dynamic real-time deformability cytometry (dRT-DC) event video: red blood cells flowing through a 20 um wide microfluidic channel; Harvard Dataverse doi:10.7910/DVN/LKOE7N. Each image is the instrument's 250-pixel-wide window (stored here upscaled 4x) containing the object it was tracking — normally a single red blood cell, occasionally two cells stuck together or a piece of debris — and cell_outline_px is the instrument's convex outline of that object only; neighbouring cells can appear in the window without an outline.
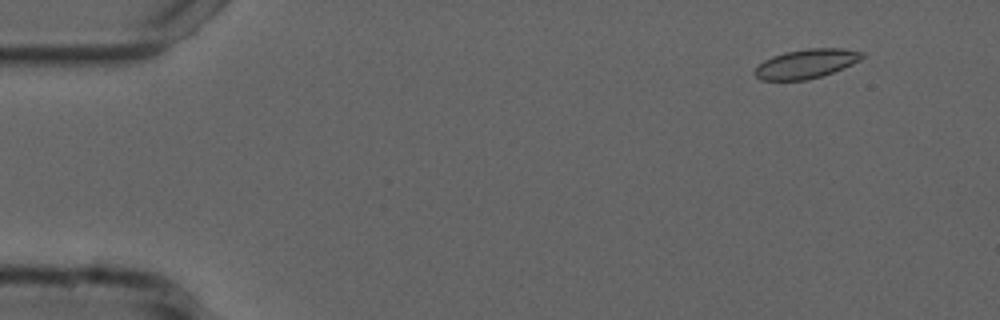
{"species": "common noctule bat (a hibernating species)", "species_latin": "Nyctalus noctula", "temperature_condition": "cold", "stored_images_in_passage": 51, "camera_frame_rate_fps": 3000, "um_per_image_px": 0.085, "animal": {"sex": "male", "forearm_length_mm": 52.5}, "frame": {"image": 1, "passage_image": 1, "time_ms": 0.0, "image_size_px": [1000, 320], "cell_outline_px": [[864, 56], [860, 60], [852, 64], [832, 72], [820, 76], [804, 80], [760, 80], [752, 72], [764, 60], [772, 56], [784, 52], [808, 48], [840, 48], [864, 52]], "centroid_in_image_um": [68.51, 5.41], "position_along_channel_um": 16.5, "area_um2": 18.15}}
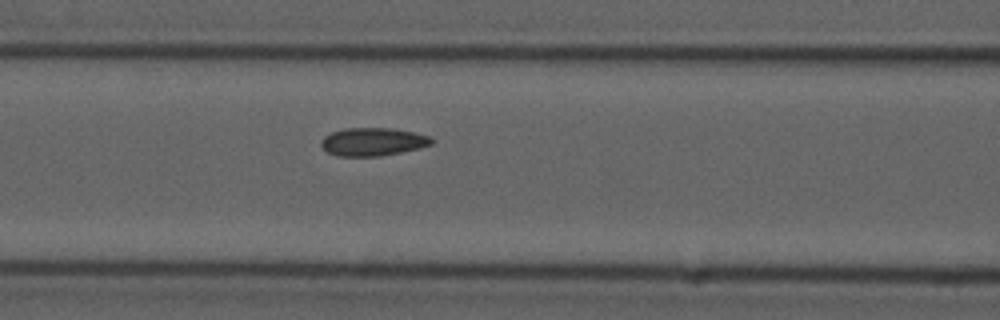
{"frame": {"image": 2, "passage_image": 19, "time_ms": 6.0, "image_size_px": [1000, 320], "cell_outline_px": [[436, 140], [432, 144], [420, 148], [380, 156], [336, 156], [328, 152], [320, 144], [320, 140], [324, 136], [332, 132], [344, 128], [392, 128], [412, 132], [428, 136]], "centroid_in_image_um": [31.68, 12.05], "position_along_channel_um": 134.9, "area_um2": 18.09}}
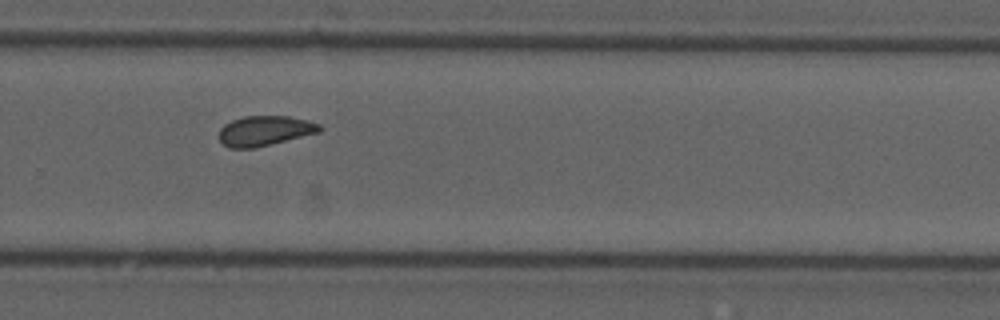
{"frame": {"image": 3, "passage_image": 33, "time_ms": 10.667, "image_size_px": [1000, 320], "cell_outline_px": [[324, 128], [320, 132], [252, 148], [228, 148], [220, 140], [220, 128], [224, 124], [232, 120], [244, 116], [288, 116], [308, 120], [320, 124]], "centroid_in_image_um": [22.52, 11.1], "position_along_channel_um": 307.3, "area_um2": 17.46}, "authors_computed_cell_mechanics": {"area_um2": 17.9758, "velocity_mm_per_s": 3.7169, "shape_relaxation_time_tau1_ms": null, "shape_relaxation_time_tau2_ms": 2.3931, "deformation_change_tau1": null, "deformation_change_tau2": 0.0651}}